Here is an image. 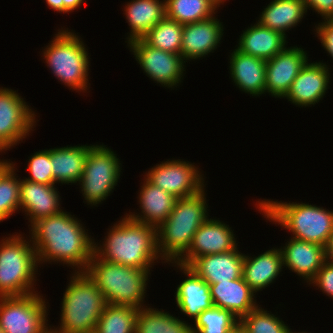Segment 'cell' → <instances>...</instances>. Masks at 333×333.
Returning a JSON list of instances; mask_svg holds the SVG:
<instances>
[{"label":"cell","instance_id":"1","mask_svg":"<svg viewBox=\"0 0 333 333\" xmlns=\"http://www.w3.org/2000/svg\"><path fill=\"white\" fill-rule=\"evenodd\" d=\"M29 229L40 266L57 262L70 266L73 272L86 271L95 239L74 215L62 211L38 220Z\"/></svg>","mask_w":333,"mask_h":333},{"label":"cell","instance_id":"2","mask_svg":"<svg viewBox=\"0 0 333 333\" xmlns=\"http://www.w3.org/2000/svg\"><path fill=\"white\" fill-rule=\"evenodd\" d=\"M102 244L94 242V254L102 260L150 273L157 260L156 228L126 215L108 228ZM100 244V245H99Z\"/></svg>","mask_w":333,"mask_h":333},{"label":"cell","instance_id":"3","mask_svg":"<svg viewBox=\"0 0 333 333\" xmlns=\"http://www.w3.org/2000/svg\"><path fill=\"white\" fill-rule=\"evenodd\" d=\"M206 192L204 188L196 195L177 199L168 218L156 229L162 263H177L188 251L196 231L209 218Z\"/></svg>","mask_w":333,"mask_h":333},{"label":"cell","instance_id":"4","mask_svg":"<svg viewBox=\"0 0 333 333\" xmlns=\"http://www.w3.org/2000/svg\"><path fill=\"white\" fill-rule=\"evenodd\" d=\"M255 206L269 222L292 233V238L323 247L333 232V210L309 203L259 199Z\"/></svg>","mask_w":333,"mask_h":333},{"label":"cell","instance_id":"5","mask_svg":"<svg viewBox=\"0 0 333 333\" xmlns=\"http://www.w3.org/2000/svg\"><path fill=\"white\" fill-rule=\"evenodd\" d=\"M61 304L60 326H50V333H94L107 302L86 272H74Z\"/></svg>","mask_w":333,"mask_h":333},{"label":"cell","instance_id":"6","mask_svg":"<svg viewBox=\"0 0 333 333\" xmlns=\"http://www.w3.org/2000/svg\"><path fill=\"white\" fill-rule=\"evenodd\" d=\"M85 272L96 283L108 304L138 309L147 307L144 303L151 275L148 271L111 263L93 254Z\"/></svg>","mask_w":333,"mask_h":333},{"label":"cell","instance_id":"7","mask_svg":"<svg viewBox=\"0 0 333 333\" xmlns=\"http://www.w3.org/2000/svg\"><path fill=\"white\" fill-rule=\"evenodd\" d=\"M61 28L42 50V59L59 82L70 90L86 93L90 88L88 48L78 33Z\"/></svg>","mask_w":333,"mask_h":333},{"label":"cell","instance_id":"8","mask_svg":"<svg viewBox=\"0 0 333 333\" xmlns=\"http://www.w3.org/2000/svg\"><path fill=\"white\" fill-rule=\"evenodd\" d=\"M22 235L15 232L0 240V297L38 292L35 291L39 266L37 253L31 238L26 240Z\"/></svg>","mask_w":333,"mask_h":333},{"label":"cell","instance_id":"9","mask_svg":"<svg viewBox=\"0 0 333 333\" xmlns=\"http://www.w3.org/2000/svg\"><path fill=\"white\" fill-rule=\"evenodd\" d=\"M107 145L93 144L88 149L84 172L77 185L87 205L98 206L113 193L121 176L122 164Z\"/></svg>","mask_w":333,"mask_h":333},{"label":"cell","instance_id":"10","mask_svg":"<svg viewBox=\"0 0 333 333\" xmlns=\"http://www.w3.org/2000/svg\"><path fill=\"white\" fill-rule=\"evenodd\" d=\"M39 293L0 297V326L5 333H50L49 305Z\"/></svg>","mask_w":333,"mask_h":333},{"label":"cell","instance_id":"11","mask_svg":"<svg viewBox=\"0 0 333 333\" xmlns=\"http://www.w3.org/2000/svg\"><path fill=\"white\" fill-rule=\"evenodd\" d=\"M19 94L16 90L0 86V153L23 142L39 121L37 113Z\"/></svg>","mask_w":333,"mask_h":333},{"label":"cell","instance_id":"12","mask_svg":"<svg viewBox=\"0 0 333 333\" xmlns=\"http://www.w3.org/2000/svg\"><path fill=\"white\" fill-rule=\"evenodd\" d=\"M127 46L145 75L155 83L172 90L183 82L186 62L181 54L151 47L143 39H136Z\"/></svg>","mask_w":333,"mask_h":333},{"label":"cell","instance_id":"13","mask_svg":"<svg viewBox=\"0 0 333 333\" xmlns=\"http://www.w3.org/2000/svg\"><path fill=\"white\" fill-rule=\"evenodd\" d=\"M199 170L189 161L169 159L156 164L143 176L151 184L180 199L196 195L206 187V177Z\"/></svg>","mask_w":333,"mask_h":333},{"label":"cell","instance_id":"14","mask_svg":"<svg viewBox=\"0 0 333 333\" xmlns=\"http://www.w3.org/2000/svg\"><path fill=\"white\" fill-rule=\"evenodd\" d=\"M300 47L286 46L281 52L266 61L265 94L285 99L292 82L309 61V55Z\"/></svg>","mask_w":333,"mask_h":333},{"label":"cell","instance_id":"15","mask_svg":"<svg viewBox=\"0 0 333 333\" xmlns=\"http://www.w3.org/2000/svg\"><path fill=\"white\" fill-rule=\"evenodd\" d=\"M234 229L216 217L208 218L196 231L186 254L177 262L189 266L196 258L230 252L237 248Z\"/></svg>","mask_w":333,"mask_h":333},{"label":"cell","instance_id":"16","mask_svg":"<svg viewBox=\"0 0 333 333\" xmlns=\"http://www.w3.org/2000/svg\"><path fill=\"white\" fill-rule=\"evenodd\" d=\"M330 66L323 61L307 62L292 82L286 99L296 107H311L326 95L331 82Z\"/></svg>","mask_w":333,"mask_h":333},{"label":"cell","instance_id":"17","mask_svg":"<svg viewBox=\"0 0 333 333\" xmlns=\"http://www.w3.org/2000/svg\"><path fill=\"white\" fill-rule=\"evenodd\" d=\"M223 26V22L215 15L209 19L183 25L180 54L184 61L188 63L191 60L203 59L215 52L223 39Z\"/></svg>","mask_w":333,"mask_h":333},{"label":"cell","instance_id":"18","mask_svg":"<svg viewBox=\"0 0 333 333\" xmlns=\"http://www.w3.org/2000/svg\"><path fill=\"white\" fill-rule=\"evenodd\" d=\"M55 186L20 178V211L25 212L26 218L29 217L28 227L42 218L64 211L60 206V193Z\"/></svg>","mask_w":333,"mask_h":333},{"label":"cell","instance_id":"19","mask_svg":"<svg viewBox=\"0 0 333 333\" xmlns=\"http://www.w3.org/2000/svg\"><path fill=\"white\" fill-rule=\"evenodd\" d=\"M284 245L280 247L283 267L296 273L308 285L327 261L325 247L292 236Z\"/></svg>","mask_w":333,"mask_h":333},{"label":"cell","instance_id":"20","mask_svg":"<svg viewBox=\"0 0 333 333\" xmlns=\"http://www.w3.org/2000/svg\"><path fill=\"white\" fill-rule=\"evenodd\" d=\"M177 270L179 268L185 278L176 288L175 300L177 308L184 316L193 321L206 309L214 306L209 284L198 276L190 267L179 263H171Z\"/></svg>","mask_w":333,"mask_h":333},{"label":"cell","instance_id":"21","mask_svg":"<svg viewBox=\"0 0 333 333\" xmlns=\"http://www.w3.org/2000/svg\"><path fill=\"white\" fill-rule=\"evenodd\" d=\"M138 192L141 212L124 214L128 218L155 227L156 229L168 218L174 209L177 198L165 190L151 184L145 177Z\"/></svg>","mask_w":333,"mask_h":333},{"label":"cell","instance_id":"22","mask_svg":"<svg viewBox=\"0 0 333 333\" xmlns=\"http://www.w3.org/2000/svg\"><path fill=\"white\" fill-rule=\"evenodd\" d=\"M229 55L231 80L240 91L259 97L265 94L266 60L244 54L237 50Z\"/></svg>","mask_w":333,"mask_h":333},{"label":"cell","instance_id":"23","mask_svg":"<svg viewBox=\"0 0 333 333\" xmlns=\"http://www.w3.org/2000/svg\"><path fill=\"white\" fill-rule=\"evenodd\" d=\"M238 249L198 257L188 267L209 285L241 278L244 254Z\"/></svg>","mask_w":333,"mask_h":333},{"label":"cell","instance_id":"24","mask_svg":"<svg viewBox=\"0 0 333 333\" xmlns=\"http://www.w3.org/2000/svg\"><path fill=\"white\" fill-rule=\"evenodd\" d=\"M209 287L214 306L229 310L239 320L258 306L256 293L244 281L243 276L210 284Z\"/></svg>","mask_w":333,"mask_h":333},{"label":"cell","instance_id":"25","mask_svg":"<svg viewBox=\"0 0 333 333\" xmlns=\"http://www.w3.org/2000/svg\"><path fill=\"white\" fill-rule=\"evenodd\" d=\"M252 256L244 254L242 276L248 286L257 293L274 283L284 267L278 246L258 256Z\"/></svg>","mask_w":333,"mask_h":333},{"label":"cell","instance_id":"26","mask_svg":"<svg viewBox=\"0 0 333 333\" xmlns=\"http://www.w3.org/2000/svg\"><path fill=\"white\" fill-rule=\"evenodd\" d=\"M287 38L281 32L264 27L256 21L239 35L236 49L267 61L286 47Z\"/></svg>","mask_w":333,"mask_h":333},{"label":"cell","instance_id":"27","mask_svg":"<svg viewBox=\"0 0 333 333\" xmlns=\"http://www.w3.org/2000/svg\"><path fill=\"white\" fill-rule=\"evenodd\" d=\"M126 22L130 32L126 38L130 43L142 39L160 20L165 17V0H131L124 6Z\"/></svg>","mask_w":333,"mask_h":333},{"label":"cell","instance_id":"28","mask_svg":"<svg viewBox=\"0 0 333 333\" xmlns=\"http://www.w3.org/2000/svg\"><path fill=\"white\" fill-rule=\"evenodd\" d=\"M90 145H74L50 148L53 179L55 183L76 184L84 172Z\"/></svg>","mask_w":333,"mask_h":333},{"label":"cell","instance_id":"29","mask_svg":"<svg viewBox=\"0 0 333 333\" xmlns=\"http://www.w3.org/2000/svg\"><path fill=\"white\" fill-rule=\"evenodd\" d=\"M307 12L302 0H272L260 13L257 22L287 37L286 31L298 26Z\"/></svg>","mask_w":333,"mask_h":333},{"label":"cell","instance_id":"30","mask_svg":"<svg viewBox=\"0 0 333 333\" xmlns=\"http://www.w3.org/2000/svg\"><path fill=\"white\" fill-rule=\"evenodd\" d=\"M135 333H192V327L163 309L147 306L138 311Z\"/></svg>","mask_w":333,"mask_h":333},{"label":"cell","instance_id":"31","mask_svg":"<svg viewBox=\"0 0 333 333\" xmlns=\"http://www.w3.org/2000/svg\"><path fill=\"white\" fill-rule=\"evenodd\" d=\"M223 3L220 0H165V16L182 25L216 15Z\"/></svg>","mask_w":333,"mask_h":333},{"label":"cell","instance_id":"32","mask_svg":"<svg viewBox=\"0 0 333 333\" xmlns=\"http://www.w3.org/2000/svg\"><path fill=\"white\" fill-rule=\"evenodd\" d=\"M138 311L133 306L107 303L94 333H135Z\"/></svg>","mask_w":333,"mask_h":333},{"label":"cell","instance_id":"33","mask_svg":"<svg viewBox=\"0 0 333 333\" xmlns=\"http://www.w3.org/2000/svg\"><path fill=\"white\" fill-rule=\"evenodd\" d=\"M183 25L166 16L142 38L149 46L180 54Z\"/></svg>","mask_w":333,"mask_h":333},{"label":"cell","instance_id":"34","mask_svg":"<svg viewBox=\"0 0 333 333\" xmlns=\"http://www.w3.org/2000/svg\"><path fill=\"white\" fill-rule=\"evenodd\" d=\"M191 324L192 333H232L239 327V319L229 310L212 306Z\"/></svg>","mask_w":333,"mask_h":333},{"label":"cell","instance_id":"35","mask_svg":"<svg viewBox=\"0 0 333 333\" xmlns=\"http://www.w3.org/2000/svg\"><path fill=\"white\" fill-rule=\"evenodd\" d=\"M16 165L11 162L0 174V222L20 210V178L15 173Z\"/></svg>","mask_w":333,"mask_h":333},{"label":"cell","instance_id":"36","mask_svg":"<svg viewBox=\"0 0 333 333\" xmlns=\"http://www.w3.org/2000/svg\"><path fill=\"white\" fill-rule=\"evenodd\" d=\"M285 323L282 318L258 305L239 320V328L245 333H287L289 326Z\"/></svg>","mask_w":333,"mask_h":333},{"label":"cell","instance_id":"37","mask_svg":"<svg viewBox=\"0 0 333 333\" xmlns=\"http://www.w3.org/2000/svg\"><path fill=\"white\" fill-rule=\"evenodd\" d=\"M27 167V171L30 176L24 179L36 182L40 184L55 185L52 172L51 153L50 149H44L34 152L30 155Z\"/></svg>","mask_w":333,"mask_h":333},{"label":"cell","instance_id":"38","mask_svg":"<svg viewBox=\"0 0 333 333\" xmlns=\"http://www.w3.org/2000/svg\"><path fill=\"white\" fill-rule=\"evenodd\" d=\"M311 284L333 300V262L326 261L308 285Z\"/></svg>","mask_w":333,"mask_h":333},{"label":"cell","instance_id":"39","mask_svg":"<svg viewBox=\"0 0 333 333\" xmlns=\"http://www.w3.org/2000/svg\"><path fill=\"white\" fill-rule=\"evenodd\" d=\"M314 34H316L326 53L333 60V19L322 20L315 25Z\"/></svg>","mask_w":333,"mask_h":333},{"label":"cell","instance_id":"40","mask_svg":"<svg viewBox=\"0 0 333 333\" xmlns=\"http://www.w3.org/2000/svg\"><path fill=\"white\" fill-rule=\"evenodd\" d=\"M306 11L317 12L323 20L333 19V0H302Z\"/></svg>","mask_w":333,"mask_h":333},{"label":"cell","instance_id":"41","mask_svg":"<svg viewBox=\"0 0 333 333\" xmlns=\"http://www.w3.org/2000/svg\"><path fill=\"white\" fill-rule=\"evenodd\" d=\"M64 3V14L71 13L76 9H79L83 5L84 0H62ZM86 1V0H85Z\"/></svg>","mask_w":333,"mask_h":333},{"label":"cell","instance_id":"42","mask_svg":"<svg viewBox=\"0 0 333 333\" xmlns=\"http://www.w3.org/2000/svg\"><path fill=\"white\" fill-rule=\"evenodd\" d=\"M45 2L48 8L59 13H64V3L62 0H45Z\"/></svg>","mask_w":333,"mask_h":333},{"label":"cell","instance_id":"43","mask_svg":"<svg viewBox=\"0 0 333 333\" xmlns=\"http://www.w3.org/2000/svg\"><path fill=\"white\" fill-rule=\"evenodd\" d=\"M326 260L333 262V232L325 245Z\"/></svg>","mask_w":333,"mask_h":333},{"label":"cell","instance_id":"44","mask_svg":"<svg viewBox=\"0 0 333 333\" xmlns=\"http://www.w3.org/2000/svg\"><path fill=\"white\" fill-rule=\"evenodd\" d=\"M8 160L0 159V174L11 164L12 161L10 159Z\"/></svg>","mask_w":333,"mask_h":333},{"label":"cell","instance_id":"45","mask_svg":"<svg viewBox=\"0 0 333 333\" xmlns=\"http://www.w3.org/2000/svg\"><path fill=\"white\" fill-rule=\"evenodd\" d=\"M287 333H310V332H307V331H301V332H296V331H292L291 328L289 327Z\"/></svg>","mask_w":333,"mask_h":333},{"label":"cell","instance_id":"46","mask_svg":"<svg viewBox=\"0 0 333 333\" xmlns=\"http://www.w3.org/2000/svg\"><path fill=\"white\" fill-rule=\"evenodd\" d=\"M233 333H245V332L238 327Z\"/></svg>","mask_w":333,"mask_h":333},{"label":"cell","instance_id":"47","mask_svg":"<svg viewBox=\"0 0 333 333\" xmlns=\"http://www.w3.org/2000/svg\"><path fill=\"white\" fill-rule=\"evenodd\" d=\"M0 333H5L1 326H0Z\"/></svg>","mask_w":333,"mask_h":333}]
</instances>
